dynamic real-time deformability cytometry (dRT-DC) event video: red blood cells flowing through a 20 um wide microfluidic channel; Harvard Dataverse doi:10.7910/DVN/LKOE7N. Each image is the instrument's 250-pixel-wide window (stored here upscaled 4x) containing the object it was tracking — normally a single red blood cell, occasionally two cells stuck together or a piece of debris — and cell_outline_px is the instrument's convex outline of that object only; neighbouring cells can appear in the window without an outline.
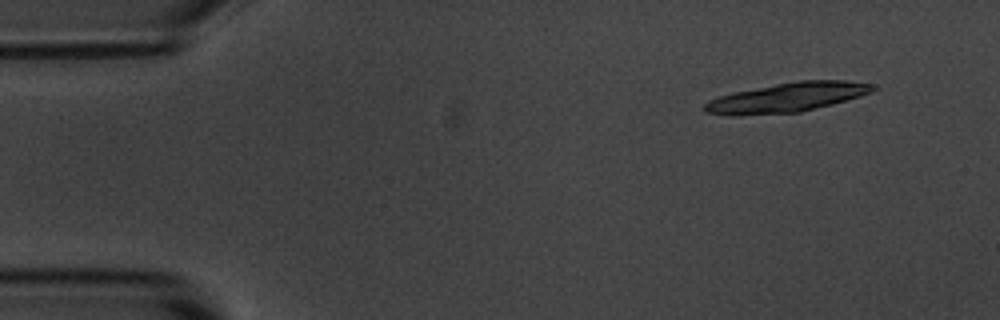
{"species": "common noctule bat (a hibernating species)", "species_latin": "Nyctalus noctula", "temperature_condition": "room temperature", "stored_images_in_passage": 5, "camera_frame_rate_fps": 3000, "um_per_image_px": 0.085, "animal": {"sex": "male", "body_mass_g": 20.1, "forearm_length_mm": 53.5}, "frame": {"image": 1, "passage_image": 2, "time_ms": 1.333, "image_size_px": [1000, 320], "cell_outline_px": [[880, 88], [872, 92], [860, 96], [832, 104], [800, 112], [736, 116], [732, 116], [704, 112], [704, 104], [708, 100], [732, 92], [776, 84], [800, 80], [844, 80], [872, 84]], "centroid_in_image_um": [66.9, 8.28], "position_along_channel_um": 18.1, "area_um2": 28.9}}
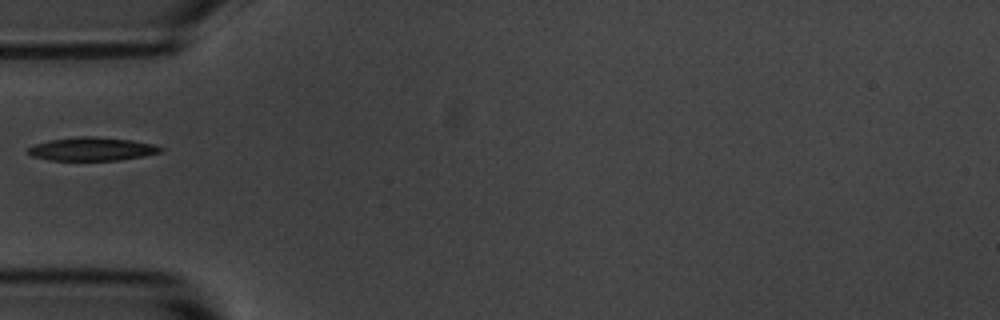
{"frame": {"image": 2, "passage_image": 5, "time_ms": 5.667, "image_size_px": [1000, 320], "cell_outline_px": [[164, 148], [160, 152], [144, 156], [120, 160], [48, 160], [32, 156], [28, 152], [28, 148], [36, 144], [48, 140], [80, 136], [92, 136], [132, 140], [156, 144]], "centroid_in_image_um": [7.85, 12.66], "position_along_channel_um": 77.2, "area_um2": 18.09}}